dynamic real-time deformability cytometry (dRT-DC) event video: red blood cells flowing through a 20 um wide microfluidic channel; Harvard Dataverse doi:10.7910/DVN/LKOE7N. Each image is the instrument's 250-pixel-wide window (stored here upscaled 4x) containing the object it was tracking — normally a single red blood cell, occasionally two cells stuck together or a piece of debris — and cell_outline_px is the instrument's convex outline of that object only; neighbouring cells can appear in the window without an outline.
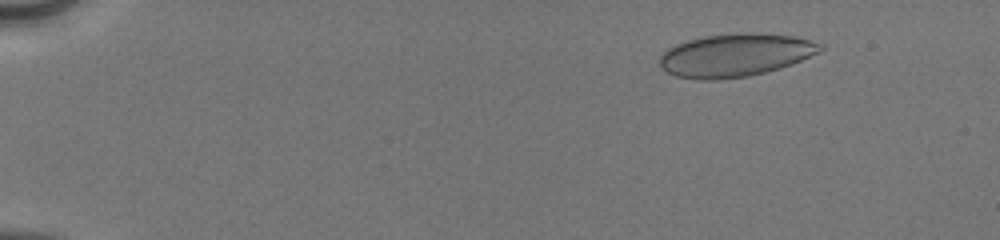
{"species": "human", "species_latin": "Homo sapiens", "temperature_condition": "cold", "stored_images_in_passage": 51, "camera_frame_rate_fps": 3000, "um_per_image_px": 0.085, "donor": {"sex": "male"}, "frame": {"image": 1, "passage_image": 7, "time_ms": 2.0, "image_size_px": [1000, 240], "cell_outline_px": [[824, 48], [820, 52], [792, 64], [780, 68], [748, 76], [716, 80], [696, 80], [676, 76], [660, 68], [660, 56], [668, 48], [676, 44], [688, 40], [704, 36], [740, 32], [752, 32], [792, 36], [824, 44]], "centroid_in_image_um": [62.5, 4.69], "position_along_channel_um": 22.5, "area_um2": 40.34}}
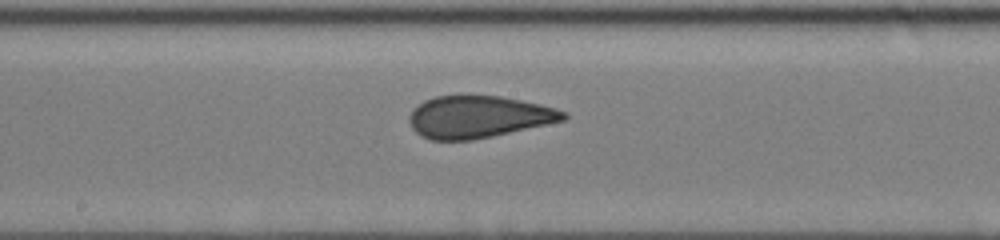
{"frame": {"image": 2, "passage_image": 29, "time_ms": 9.333, "image_size_px": [1000, 240], "cell_outline_px": [[568, 116], [564, 120], [492, 136], [472, 140], [432, 140], [420, 136], [412, 128], [408, 120], [408, 116], [412, 108], [424, 100], [436, 96], [500, 96], [540, 104], [556, 108], [568, 112]], "centroid_in_image_um": [40.63, 9.93], "position_along_channel_um": 207.6, "area_um2": 37.74}}
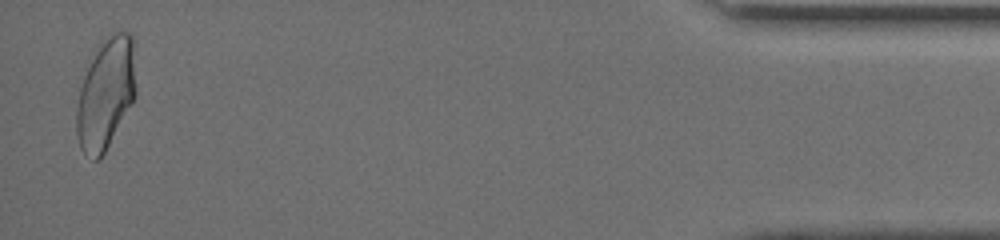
{"frame": {"image": 3, "passage_image": 50, "time_ms": 16.333, "image_size_px": [1000, 240], "cell_outline_px": [[136, 92], [132, 104], [100, 160], [92, 160], [80, 148], [76, 132], [76, 108], [80, 88], [84, 76], [100, 40], [104, 36], [112, 32], [128, 32], [132, 36], [136, 88]], "centroid_in_image_um": [8.99, 7.96], "position_along_channel_um": 426.2, "area_um2": 38.55}, "authors_computed_cell_mechanics": {"area_um2": 38.8416, "velocity_mm_per_s": 4.1521, "shape_relaxation_time_tau1_ms": null, "shape_relaxation_time_tau2_ms": 0.7554, "deformation_change_tau1": null, "deformation_change_tau2": 0.0663}}